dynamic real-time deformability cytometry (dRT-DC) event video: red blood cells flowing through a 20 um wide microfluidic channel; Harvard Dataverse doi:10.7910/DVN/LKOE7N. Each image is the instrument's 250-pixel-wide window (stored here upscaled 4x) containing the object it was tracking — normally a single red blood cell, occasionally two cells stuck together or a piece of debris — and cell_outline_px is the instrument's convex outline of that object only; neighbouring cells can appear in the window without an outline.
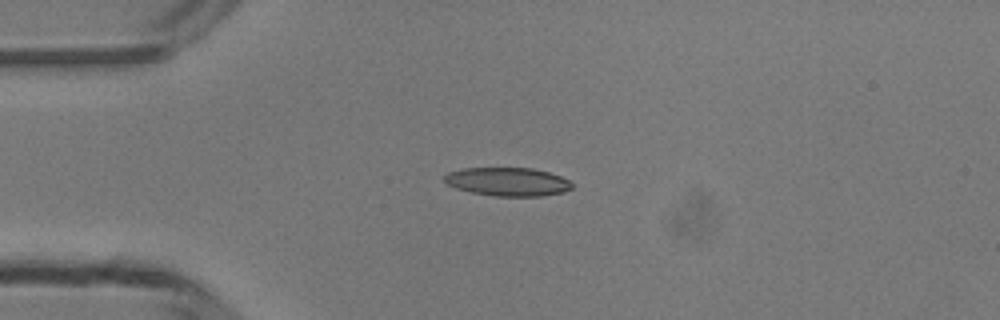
{"species": "common noctule bat (a hibernating species)", "species_latin": "Nyctalus noctula", "temperature_condition": "room temperature", "stored_images_in_passage": 38, "camera_frame_rate_fps": 3000, "um_per_image_px": 0.085, "animal": {"sex": "male", "body_mass_g": 13.3}, "frame": {"image": 1, "passage_image": 1, "time_ms": 0.0, "image_size_px": [1000, 320], "cell_outline_px": [[572, 188], [564, 192], [540, 196], [492, 196], [472, 192], [456, 188], [448, 184], [444, 180], [444, 176], [448, 172], [464, 168], [532, 168], [548, 172], [560, 176], [568, 180], [572, 184]], "centroid_in_image_um": [43.15, 15.45], "position_along_channel_um": 41.8, "area_um2": 21.1}}
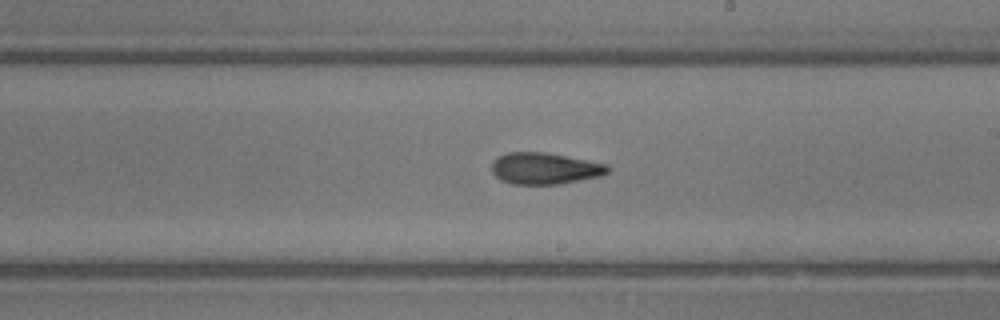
{"frame": {"image": 2, "passage_image": 17, "time_ms": 5.333, "image_size_px": [1000, 320], "cell_outline_px": [[608, 172], [600, 176], [560, 184], [512, 184], [500, 180], [492, 172], [492, 160], [508, 152], [544, 152], [608, 164]], "centroid_in_image_um": [46.28, 14.32], "position_along_channel_um": 242.7, "area_um2": 21.21}}
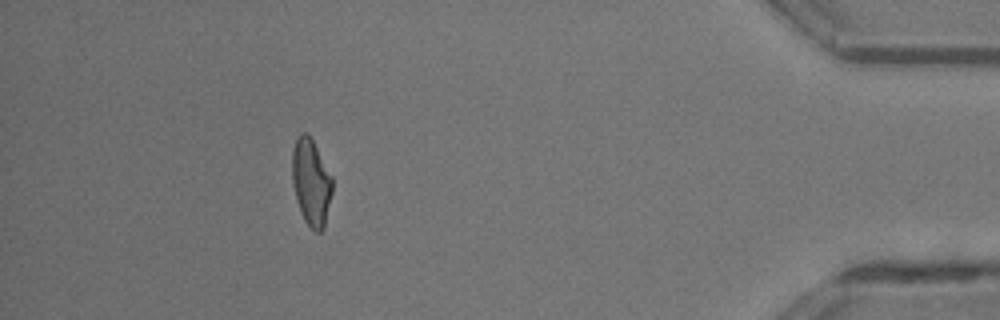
{"frame": {"image": 3, "passage_image": 33, "time_ms": 10.667, "image_size_px": [1000, 320], "cell_outline_px": [[332, 192], [324, 228], [320, 232], [316, 232], [304, 220], [300, 212], [296, 200], [292, 184], [292, 148], [296, 136], [300, 132], [308, 132], [332, 176]], "centroid_in_image_um": [26.42, 15.45], "position_along_channel_um": 408.8, "area_um2": 20.52}, "authors_computed_cell_mechanics": {"area_um2": 20.9814, "velocity_mm_per_s": 4.2107, "shape_relaxation_time_tau1_ms": 8.3259, "shape_relaxation_time_tau2_ms": 2.5004, "deformation_change_tau1": 0.1986, "deformation_change_tau2": 0.1104}}